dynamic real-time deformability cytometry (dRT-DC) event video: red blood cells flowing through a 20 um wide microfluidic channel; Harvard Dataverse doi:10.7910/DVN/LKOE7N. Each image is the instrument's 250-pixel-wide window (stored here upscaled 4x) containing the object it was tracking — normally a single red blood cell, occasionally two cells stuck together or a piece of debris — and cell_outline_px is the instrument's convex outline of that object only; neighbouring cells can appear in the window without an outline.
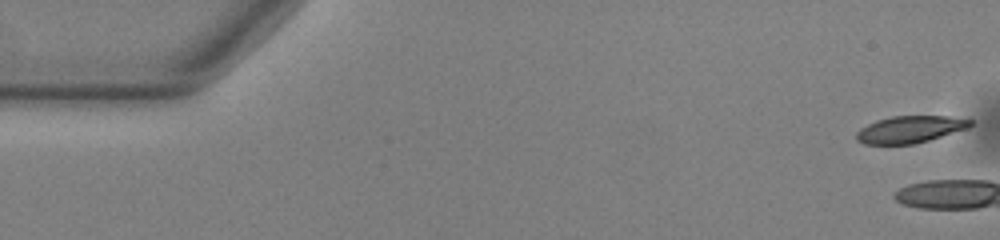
{"species": "common noctule bat (a hibernating species)", "species_latin": "Nyctalus noctula", "temperature_condition": "warm", "stored_images_in_passage": 3, "camera_frame_rate_fps": 3000, "um_per_image_px": 0.085, "animal": {"sex": "male", "body_mass_g": 13.0, "forearm_length_mm": 53.1}, "frame": {"image": 1, "passage_image": 1, "time_ms": 0.0, "image_size_px": [1000, 240], "cell_outline_px": [[972, 124], [968, 128], [916, 144], [864, 144], [856, 140], [856, 132], [860, 128], [876, 120], [892, 116], [948, 116], [972, 120]], "centroid_in_image_um": [77.33, 11.0], "position_along_channel_um": 7.7, "area_um2": 17.92}}